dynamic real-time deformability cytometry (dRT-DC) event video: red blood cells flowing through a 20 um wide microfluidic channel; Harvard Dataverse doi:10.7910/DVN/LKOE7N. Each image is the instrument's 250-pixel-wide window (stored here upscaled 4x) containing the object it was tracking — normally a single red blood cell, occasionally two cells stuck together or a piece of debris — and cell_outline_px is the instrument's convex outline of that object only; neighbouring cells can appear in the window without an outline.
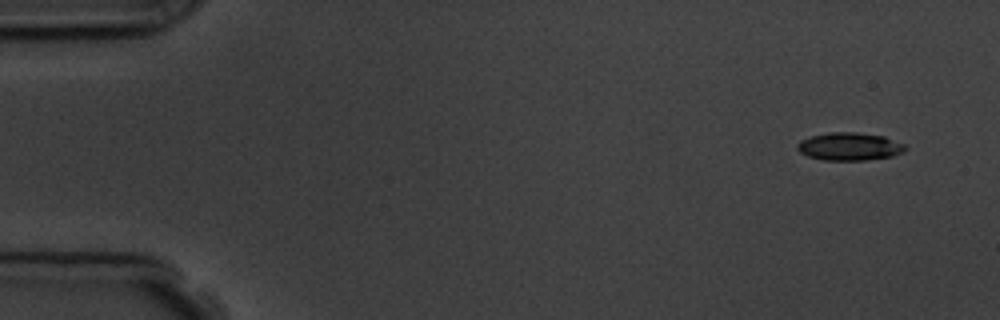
{"species": "common noctule bat (a hibernating species)", "species_latin": "Nyctalus noctula", "temperature_condition": "room temperature", "stored_images_in_passage": 4, "camera_frame_rate_fps": 3000, "um_per_image_px": 0.085, "animal": {"sex": "male", "body_mass_g": 19.5, "forearm_length_mm": 54.6}, "frame": {"image": 1, "passage_image": 1, "time_ms": 0.0, "image_size_px": [1000, 320], "cell_outline_px": [[908, 148], [904, 152], [892, 156], [864, 160], [824, 160], [808, 156], [800, 152], [796, 148], [796, 144], [800, 140], [812, 136], [828, 132], [856, 132], [884, 136], [904, 144]], "centroid_in_image_um": [72.2, 12.45], "position_along_channel_um": 12.8, "area_um2": 17.57}}